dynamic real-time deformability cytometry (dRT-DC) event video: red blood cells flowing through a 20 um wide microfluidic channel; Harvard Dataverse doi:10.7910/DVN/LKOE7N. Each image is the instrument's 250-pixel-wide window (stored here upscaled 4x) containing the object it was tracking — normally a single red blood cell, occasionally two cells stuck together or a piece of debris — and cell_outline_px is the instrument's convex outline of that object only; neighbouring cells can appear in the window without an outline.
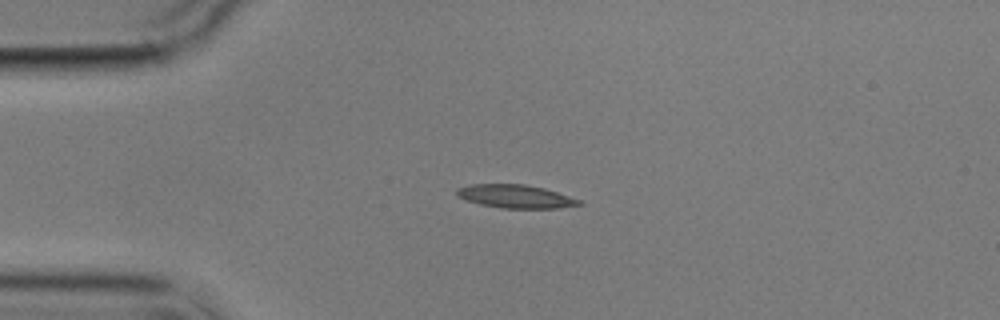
{"species": "common noctule bat (a hibernating species)", "species_latin": "Nyctalus noctula", "temperature_condition": "cold", "stored_images_in_passage": 4, "camera_frame_rate_fps": 3000, "um_per_image_px": 0.085, "animal": {"sex": "male", "body_mass_g": 17.9}, "frame": {"image": 1, "passage_image": 3, "time_ms": 2.333, "image_size_px": [1000, 320], "cell_outline_px": [[584, 204], [560, 208], [504, 208], [480, 204], [456, 196], [456, 188], [468, 184], [524, 184], [544, 188], [580, 200]], "centroid_in_image_um": [43.79, 16.69], "position_along_channel_um": 41.2, "area_um2": 16.53}}